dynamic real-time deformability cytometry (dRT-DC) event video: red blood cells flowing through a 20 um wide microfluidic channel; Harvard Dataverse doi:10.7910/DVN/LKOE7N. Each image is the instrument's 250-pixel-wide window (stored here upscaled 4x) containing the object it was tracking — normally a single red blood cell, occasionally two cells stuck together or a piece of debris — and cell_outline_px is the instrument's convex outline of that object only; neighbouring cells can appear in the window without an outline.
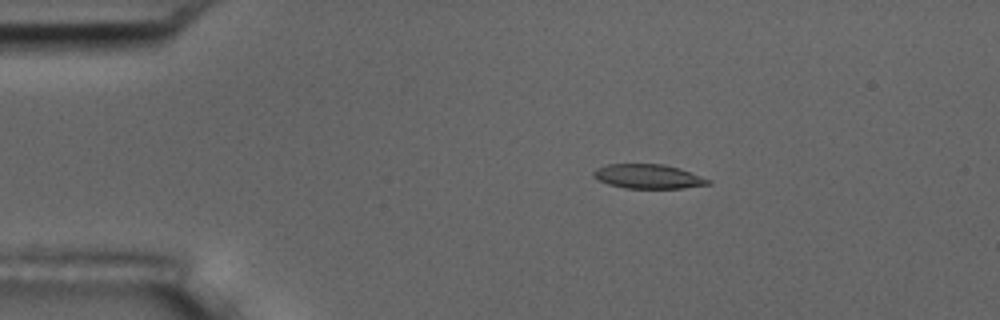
{"species": "common noctule bat (a hibernating species)", "species_latin": "Nyctalus noctula", "temperature_condition": "room temperature", "stored_images_in_passage": 56, "camera_frame_rate_fps": 3000, "um_per_image_px": 0.085, "animal": {"sex": "male", "body_mass_g": 17.5, "forearm_length_mm": 52.3}, "frame": {"image": 1, "passage_image": 11, "time_ms": 3.333, "image_size_px": [1000, 320], "cell_outline_px": [[712, 184], [684, 188], [624, 188], [608, 184], [592, 176], [592, 172], [596, 168], [608, 164], [664, 164], [680, 168], [712, 180]], "centroid_in_image_um": [55.12, 15.0], "position_along_channel_um": 29.9, "area_um2": 16.36}}
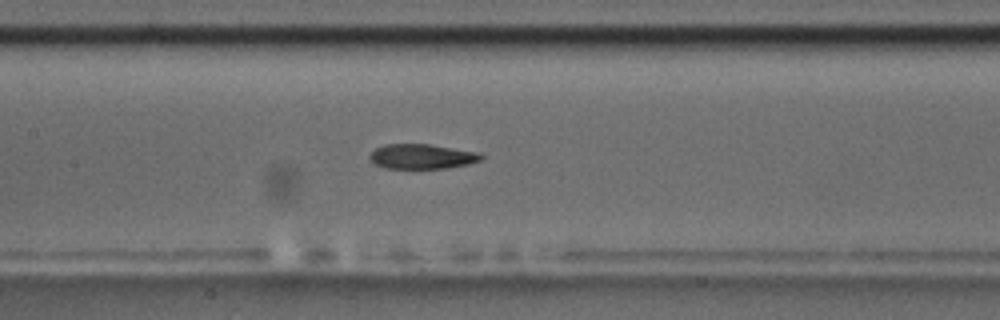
{"frame": {"image": 2, "passage_image": 27, "time_ms": 8.667, "image_size_px": [1000, 320], "cell_outline_px": [[484, 156], [480, 160], [468, 164], [448, 168], [384, 168], [372, 164], [368, 156], [376, 148], [384, 144], [428, 144], [480, 152]], "centroid_in_image_um": [35.84, 13.3], "position_along_channel_um": 171.6, "area_um2": 16.24}}
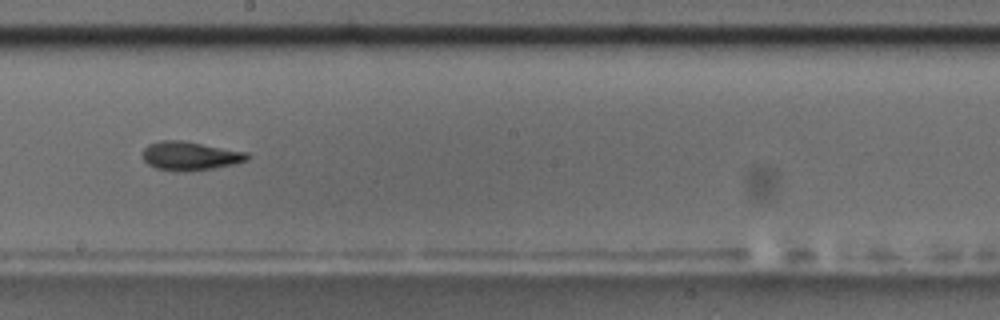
{"frame": {"image": 3, "passage_image": 32, "time_ms": 10.333, "image_size_px": [1000, 320], "cell_outline_px": [[252, 156], [248, 160], [236, 164], [212, 168], [184, 172], [176, 172], [156, 168], [148, 164], [144, 160], [144, 148], [148, 144], [160, 140], [180, 140], [248, 152]], "centroid_in_image_um": [16.19, 13.26], "position_along_channel_um": 232.0, "area_um2": 17.63}, "authors_computed_cell_mechanics": {"area_um2": 16.8487, "velocity_mm_per_s": 3.6536, "shape_relaxation_time_tau1_ms": null, "shape_relaxation_time_tau2_ms": 4.1858, "deformation_change_tau1": null, "deformation_change_tau2": 0.1364}}